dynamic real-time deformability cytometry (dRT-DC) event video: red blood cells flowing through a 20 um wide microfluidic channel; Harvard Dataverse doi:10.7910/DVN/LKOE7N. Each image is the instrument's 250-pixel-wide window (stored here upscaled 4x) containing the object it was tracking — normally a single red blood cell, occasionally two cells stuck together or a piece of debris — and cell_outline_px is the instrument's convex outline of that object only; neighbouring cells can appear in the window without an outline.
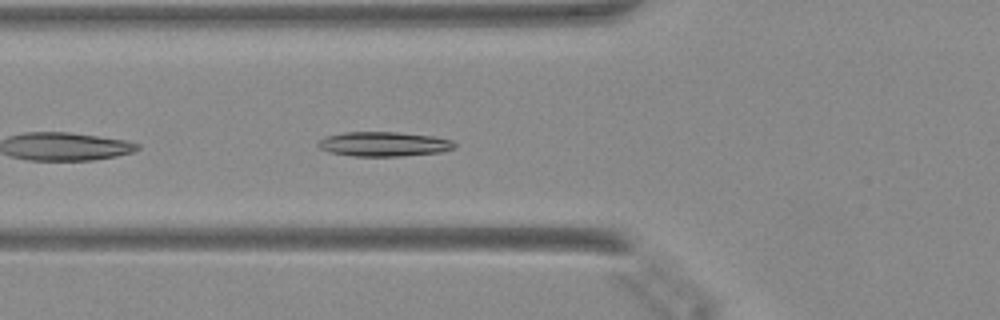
{"species": "Egyptian fruit bat (a non-hibernating species)", "species_latin": "Rousettus aegyptiacus", "temperature_condition": "warm", "stored_images_in_passage": 31, "camera_frame_rate_fps": 3000, "um_per_image_px": 0.085, "animal": {"sex": "female"}, "frame": {"image": 1, "passage_image": 4, "time_ms": 1.0, "image_size_px": [1000, 320], "cell_outline_px": [[456, 148], [440, 152], [400, 156], [352, 156], [328, 152], [320, 148], [316, 144], [320, 140], [328, 136], [344, 132], [396, 132], [432, 136], [452, 140], [456, 144]], "centroid_in_image_um": [32.63, 12.25], "position_along_channel_um": 93.2, "area_um2": 19.48}}
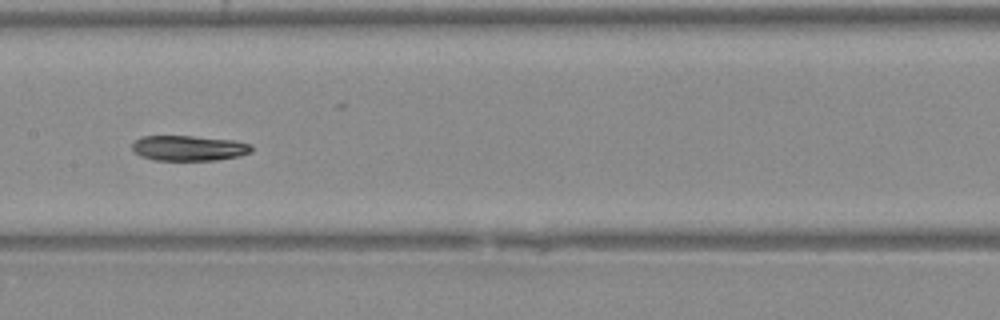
{"frame": {"image": 2, "passage_image": 11, "time_ms": 3.333, "image_size_px": [1000, 320], "cell_outline_px": [[252, 152], [240, 156], [216, 160], [152, 160], [140, 156], [132, 148], [132, 144], [140, 136], [192, 136], [236, 140], [252, 144]], "centroid_in_image_um": [16.08, 12.59], "position_along_channel_um": 191.3, "area_um2": 17.74}}
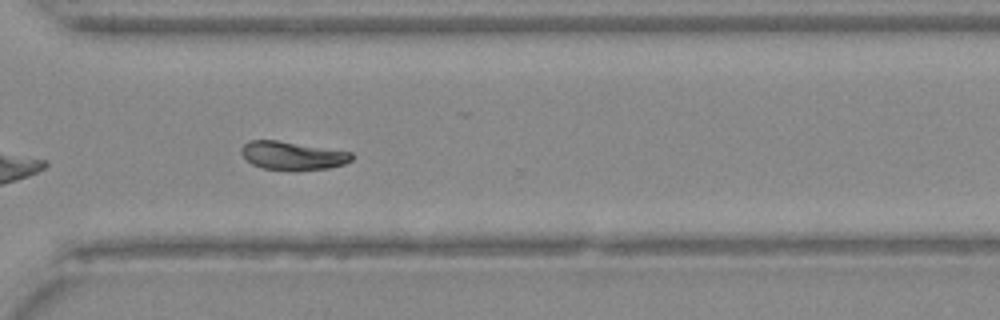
{"frame": {"image": 3, "passage_image": 22, "time_ms": 7.0, "image_size_px": [1000, 320], "cell_outline_px": [[352, 160], [344, 164], [328, 168], [296, 172], [260, 168], [252, 164], [240, 152], [240, 148], [248, 140], [276, 140], [352, 152]], "centroid_in_image_um": [24.84, 13.25], "position_along_channel_um": 345.8, "area_um2": 18.55}}